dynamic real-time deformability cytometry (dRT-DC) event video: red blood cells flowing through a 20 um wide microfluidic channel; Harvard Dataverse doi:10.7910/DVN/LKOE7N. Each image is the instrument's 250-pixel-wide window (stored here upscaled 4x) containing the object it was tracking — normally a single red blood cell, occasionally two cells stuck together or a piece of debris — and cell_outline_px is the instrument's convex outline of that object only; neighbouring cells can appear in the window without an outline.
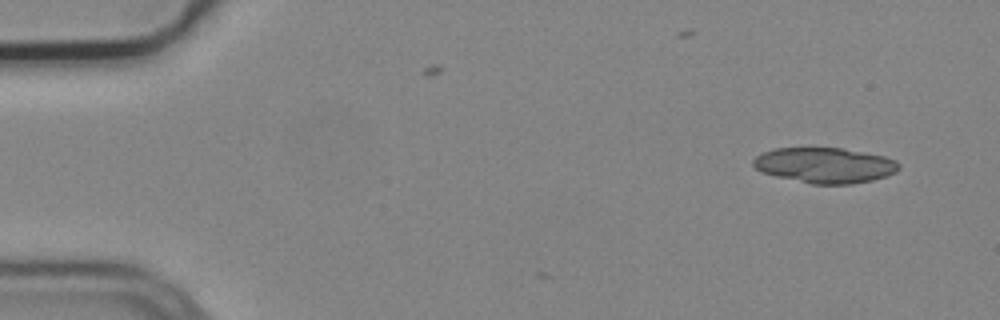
{"species": "common noctule bat (a hibernating species)", "species_latin": "Nyctalus noctula", "temperature_condition": "cold", "stored_images_in_passage": 2, "camera_frame_rate_fps": 3000, "um_per_image_px": 0.085, "animal": {"sex": "male", "body_mass_g": 19.2, "forearm_length_mm": 51.8}, "frame": {"image": 1, "passage_image": 2, "time_ms": 0.333, "image_size_px": [1000, 320], "cell_outline_px": [[900, 168], [896, 172], [888, 176], [872, 180], [852, 184], [812, 184], [776, 176], [760, 172], [752, 164], [752, 160], [756, 156], [764, 152], [776, 148], [840, 148], [884, 156], [896, 160], [900, 164]], "centroid_in_image_um": [70.12, 14.05], "position_along_channel_um": 14.9, "area_um2": 30.06}}